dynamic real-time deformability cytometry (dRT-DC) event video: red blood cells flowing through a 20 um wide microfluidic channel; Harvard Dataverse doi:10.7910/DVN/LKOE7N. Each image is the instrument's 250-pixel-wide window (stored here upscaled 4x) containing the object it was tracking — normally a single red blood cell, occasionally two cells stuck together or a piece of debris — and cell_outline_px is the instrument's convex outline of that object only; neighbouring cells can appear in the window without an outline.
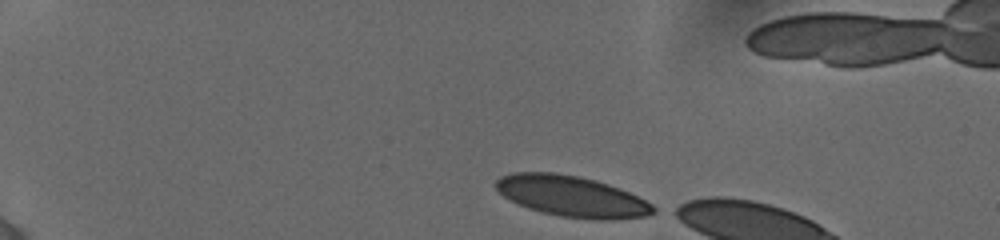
{"species": "human", "species_latin": "Homo sapiens", "temperature_condition": "cold", "stored_images_in_passage": 9, "camera_frame_rate_fps": 3000, "um_per_image_px": 0.085, "donor": {"sex": "female"}, "frame": {"image": 1, "passage_image": 1, "time_ms": 0.0, "image_size_px": [1000, 240], "cell_outline_px": [[660, 208], [656, 212], [644, 216], [608, 220], [596, 220], [560, 216], [528, 208], [504, 196], [496, 188], [496, 180], [500, 176], [512, 172], [556, 172], [596, 180], [608, 184], [628, 192]], "centroid_in_image_um": [48.62, 16.68], "position_along_channel_um": 36.4, "area_um2": 37.28}}